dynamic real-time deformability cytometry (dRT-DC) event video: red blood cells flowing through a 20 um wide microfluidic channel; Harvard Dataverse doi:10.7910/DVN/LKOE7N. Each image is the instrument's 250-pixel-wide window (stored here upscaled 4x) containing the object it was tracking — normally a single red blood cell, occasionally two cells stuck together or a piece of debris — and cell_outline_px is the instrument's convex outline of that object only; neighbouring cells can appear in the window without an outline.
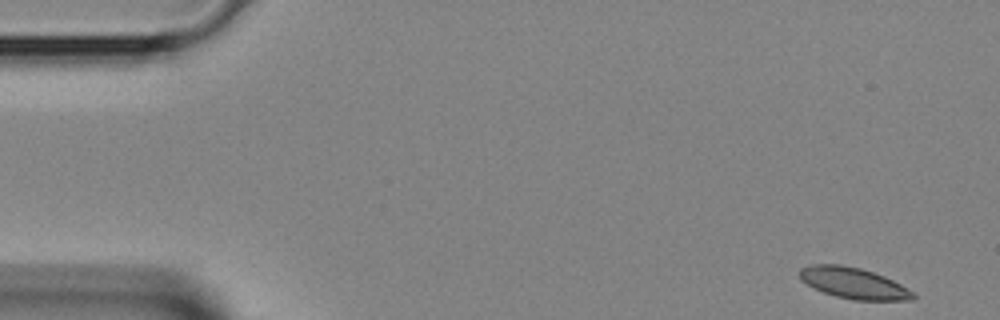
{"species": "Egyptian fruit bat (a non-hibernating species)", "species_latin": "Rousettus aegyptiacus", "temperature_condition": "room temperature", "stored_images_in_passage": 41, "camera_frame_rate_fps": 3000, "um_per_image_px": 0.085, "animal": {"sex": "female"}, "frame": {"image": 1, "passage_image": 1, "time_ms": 0.0, "image_size_px": [1000, 320], "cell_outline_px": [[916, 296], [912, 300], [856, 300], [836, 296], [824, 292], [800, 280], [800, 268], [812, 264], [840, 264], [860, 268], [884, 276], [900, 284], [912, 292]], "centroid_in_image_um": [72.54, 24.06], "position_along_channel_um": 12.5, "area_um2": 20.23}}
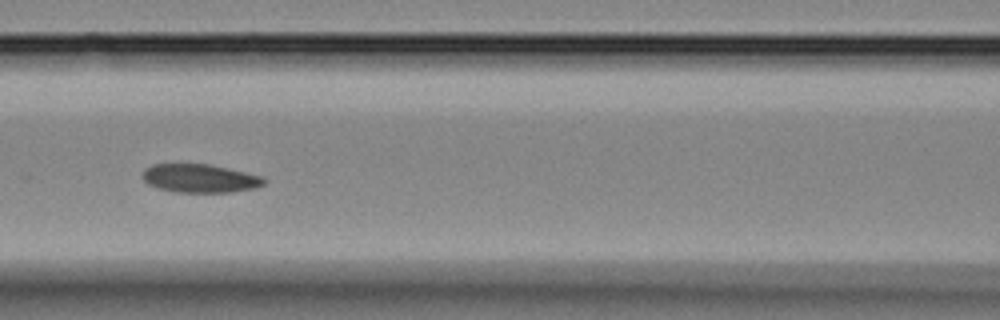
{"frame": {"image": 2, "passage_image": 17, "time_ms": 5.333, "image_size_px": [1000, 320], "cell_outline_px": [[264, 184], [256, 188], [232, 192], [176, 192], [156, 188], [148, 184], [144, 180], [144, 168], [152, 164], [208, 164], [264, 176]], "centroid_in_image_um": [17.0, 15.16], "position_along_channel_um": 149.6, "area_um2": 20.11}}
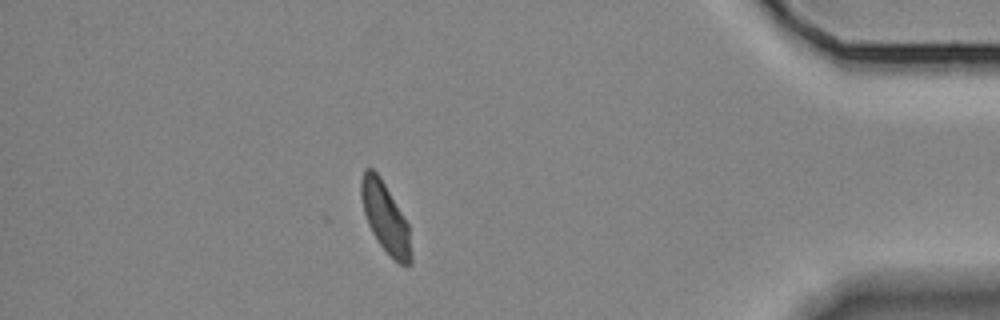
{"frame": {"image": 3, "passage_image": 36, "time_ms": 11.667, "image_size_px": [1000, 320], "cell_outline_px": [[412, 264], [400, 264], [380, 244], [372, 232], [368, 224], [364, 212], [360, 196], [360, 180], [364, 168], [372, 168], [380, 176], [408, 224], [412, 256]], "centroid_in_image_um": [32.73, 18.46], "position_along_channel_um": 402.5, "area_um2": 20.06}}